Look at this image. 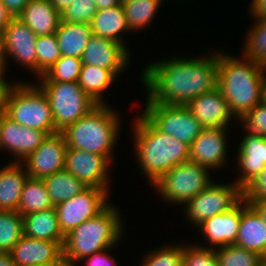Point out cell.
I'll return each instance as SVG.
<instances>
[{
	"label": "cell",
	"mask_w": 266,
	"mask_h": 266,
	"mask_svg": "<svg viewBox=\"0 0 266 266\" xmlns=\"http://www.w3.org/2000/svg\"><path fill=\"white\" fill-rule=\"evenodd\" d=\"M165 60L145 66L142 72V83L148 91L146 103L186 106L192 99L217 87L218 53Z\"/></svg>",
	"instance_id": "obj_1"
},
{
	"label": "cell",
	"mask_w": 266,
	"mask_h": 266,
	"mask_svg": "<svg viewBox=\"0 0 266 266\" xmlns=\"http://www.w3.org/2000/svg\"><path fill=\"white\" fill-rule=\"evenodd\" d=\"M134 125L139 169L151 185L174 166L189 161L190 146L158 130L143 114Z\"/></svg>",
	"instance_id": "obj_2"
},
{
	"label": "cell",
	"mask_w": 266,
	"mask_h": 266,
	"mask_svg": "<svg viewBox=\"0 0 266 266\" xmlns=\"http://www.w3.org/2000/svg\"><path fill=\"white\" fill-rule=\"evenodd\" d=\"M265 70V66L243 55L241 59H237L218 53L217 87L237 120L261 102L262 77Z\"/></svg>",
	"instance_id": "obj_3"
},
{
	"label": "cell",
	"mask_w": 266,
	"mask_h": 266,
	"mask_svg": "<svg viewBox=\"0 0 266 266\" xmlns=\"http://www.w3.org/2000/svg\"><path fill=\"white\" fill-rule=\"evenodd\" d=\"M118 112L106 104L97 105L77 122L61 131L66 145L87 152L101 154L112 160V149L116 145L120 119Z\"/></svg>",
	"instance_id": "obj_4"
},
{
	"label": "cell",
	"mask_w": 266,
	"mask_h": 266,
	"mask_svg": "<svg viewBox=\"0 0 266 266\" xmlns=\"http://www.w3.org/2000/svg\"><path fill=\"white\" fill-rule=\"evenodd\" d=\"M111 203L96 217L84 221L65 235L63 253L76 261L117 245L122 237L121 214Z\"/></svg>",
	"instance_id": "obj_5"
},
{
	"label": "cell",
	"mask_w": 266,
	"mask_h": 266,
	"mask_svg": "<svg viewBox=\"0 0 266 266\" xmlns=\"http://www.w3.org/2000/svg\"><path fill=\"white\" fill-rule=\"evenodd\" d=\"M5 115L12 121L31 129L58 132L46 94L39 86L17 82L9 92Z\"/></svg>",
	"instance_id": "obj_6"
},
{
	"label": "cell",
	"mask_w": 266,
	"mask_h": 266,
	"mask_svg": "<svg viewBox=\"0 0 266 266\" xmlns=\"http://www.w3.org/2000/svg\"><path fill=\"white\" fill-rule=\"evenodd\" d=\"M40 84L38 86L49 100L55 129L58 132L77 122L98 105L82 90L78 82H41Z\"/></svg>",
	"instance_id": "obj_7"
},
{
	"label": "cell",
	"mask_w": 266,
	"mask_h": 266,
	"mask_svg": "<svg viewBox=\"0 0 266 266\" xmlns=\"http://www.w3.org/2000/svg\"><path fill=\"white\" fill-rule=\"evenodd\" d=\"M207 170L210 169L196 162L186 161L166 172L153 187H156L166 202L184 206L214 182Z\"/></svg>",
	"instance_id": "obj_8"
},
{
	"label": "cell",
	"mask_w": 266,
	"mask_h": 266,
	"mask_svg": "<svg viewBox=\"0 0 266 266\" xmlns=\"http://www.w3.org/2000/svg\"><path fill=\"white\" fill-rule=\"evenodd\" d=\"M142 114L158 130L189 146L204 129L184 105L146 103Z\"/></svg>",
	"instance_id": "obj_9"
},
{
	"label": "cell",
	"mask_w": 266,
	"mask_h": 266,
	"mask_svg": "<svg viewBox=\"0 0 266 266\" xmlns=\"http://www.w3.org/2000/svg\"><path fill=\"white\" fill-rule=\"evenodd\" d=\"M242 200V189L234 182L211 183L186 203L185 216L194 226L214 215L230 211Z\"/></svg>",
	"instance_id": "obj_10"
},
{
	"label": "cell",
	"mask_w": 266,
	"mask_h": 266,
	"mask_svg": "<svg viewBox=\"0 0 266 266\" xmlns=\"http://www.w3.org/2000/svg\"><path fill=\"white\" fill-rule=\"evenodd\" d=\"M109 190L87 187L78 195L55 206L59 226L64 235L84 221L96 217L108 205Z\"/></svg>",
	"instance_id": "obj_11"
},
{
	"label": "cell",
	"mask_w": 266,
	"mask_h": 266,
	"mask_svg": "<svg viewBox=\"0 0 266 266\" xmlns=\"http://www.w3.org/2000/svg\"><path fill=\"white\" fill-rule=\"evenodd\" d=\"M110 164L111 161L104 155L68 147L64 169L72 173L87 187L109 190L108 169Z\"/></svg>",
	"instance_id": "obj_12"
},
{
	"label": "cell",
	"mask_w": 266,
	"mask_h": 266,
	"mask_svg": "<svg viewBox=\"0 0 266 266\" xmlns=\"http://www.w3.org/2000/svg\"><path fill=\"white\" fill-rule=\"evenodd\" d=\"M67 148L62 132L49 134L41 145L21 163L30 178L43 179L64 170Z\"/></svg>",
	"instance_id": "obj_13"
},
{
	"label": "cell",
	"mask_w": 266,
	"mask_h": 266,
	"mask_svg": "<svg viewBox=\"0 0 266 266\" xmlns=\"http://www.w3.org/2000/svg\"><path fill=\"white\" fill-rule=\"evenodd\" d=\"M2 50L37 76V35L20 19L14 17L2 33Z\"/></svg>",
	"instance_id": "obj_14"
},
{
	"label": "cell",
	"mask_w": 266,
	"mask_h": 266,
	"mask_svg": "<svg viewBox=\"0 0 266 266\" xmlns=\"http://www.w3.org/2000/svg\"><path fill=\"white\" fill-rule=\"evenodd\" d=\"M47 135L46 132L20 125L5 114L0 115V150L7 149L12 156L17 157L10 162H23Z\"/></svg>",
	"instance_id": "obj_15"
},
{
	"label": "cell",
	"mask_w": 266,
	"mask_h": 266,
	"mask_svg": "<svg viewBox=\"0 0 266 266\" xmlns=\"http://www.w3.org/2000/svg\"><path fill=\"white\" fill-rule=\"evenodd\" d=\"M227 128H204L190 145L189 161L209 168H220L227 160Z\"/></svg>",
	"instance_id": "obj_16"
},
{
	"label": "cell",
	"mask_w": 266,
	"mask_h": 266,
	"mask_svg": "<svg viewBox=\"0 0 266 266\" xmlns=\"http://www.w3.org/2000/svg\"><path fill=\"white\" fill-rule=\"evenodd\" d=\"M128 50L123 44L92 35L81 60L83 64L110 69L117 76L127 67L130 58Z\"/></svg>",
	"instance_id": "obj_17"
},
{
	"label": "cell",
	"mask_w": 266,
	"mask_h": 266,
	"mask_svg": "<svg viewBox=\"0 0 266 266\" xmlns=\"http://www.w3.org/2000/svg\"><path fill=\"white\" fill-rule=\"evenodd\" d=\"M186 107L203 128H228L231 117L235 119L218 87L192 99Z\"/></svg>",
	"instance_id": "obj_18"
},
{
	"label": "cell",
	"mask_w": 266,
	"mask_h": 266,
	"mask_svg": "<svg viewBox=\"0 0 266 266\" xmlns=\"http://www.w3.org/2000/svg\"><path fill=\"white\" fill-rule=\"evenodd\" d=\"M241 215L242 200L230 211L214 215L197 226L202 230L206 241L210 242L209 248H218L236 243Z\"/></svg>",
	"instance_id": "obj_19"
},
{
	"label": "cell",
	"mask_w": 266,
	"mask_h": 266,
	"mask_svg": "<svg viewBox=\"0 0 266 266\" xmlns=\"http://www.w3.org/2000/svg\"><path fill=\"white\" fill-rule=\"evenodd\" d=\"M241 141L237 154L241 174L234 182L243 189L266 168V137L247 132Z\"/></svg>",
	"instance_id": "obj_20"
},
{
	"label": "cell",
	"mask_w": 266,
	"mask_h": 266,
	"mask_svg": "<svg viewBox=\"0 0 266 266\" xmlns=\"http://www.w3.org/2000/svg\"><path fill=\"white\" fill-rule=\"evenodd\" d=\"M64 242L34 239L23 235L10 254L16 266H49L62 252Z\"/></svg>",
	"instance_id": "obj_21"
},
{
	"label": "cell",
	"mask_w": 266,
	"mask_h": 266,
	"mask_svg": "<svg viewBox=\"0 0 266 266\" xmlns=\"http://www.w3.org/2000/svg\"><path fill=\"white\" fill-rule=\"evenodd\" d=\"M236 245L266 259V225L259 213L242 199V215Z\"/></svg>",
	"instance_id": "obj_22"
},
{
	"label": "cell",
	"mask_w": 266,
	"mask_h": 266,
	"mask_svg": "<svg viewBox=\"0 0 266 266\" xmlns=\"http://www.w3.org/2000/svg\"><path fill=\"white\" fill-rule=\"evenodd\" d=\"M17 18L37 36L55 34L61 23V13L49 0H30Z\"/></svg>",
	"instance_id": "obj_23"
},
{
	"label": "cell",
	"mask_w": 266,
	"mask_h": 266,
	"mask_svg": "<svg viewBox=\"0 0 266 266\" xmlns=\"http://www.w3.org/2000/svg\"><path fill=\"white\" fill-rule=\"evenodd\" d=\"M28 177L22 163L9 162L0 168V210L18 211L21 192Z\"/></svg>",
	"instance_id": "obj_24"
},
{
	"label": "cell",
	"mask_w": 266,
	"mask_h": 266,
	"mask_svg": "<svg viewBox=\"0 0 266 266\" xmlns=\"http://www.w3.org/2000/svg\"><path fill=\"white\" fill-rule=\"evenodd\" d=\"M23 235L55 242H64L56 208L33 212L23 216Z\"/></svg>",
	"instance_id": "obj_25"
},
{
	"label": "cell",
	"mask_w": 266,
	"mask_h": 266,
	"mask_svg": "<svg viewBox=\"0 0 266 266\" xmlns=\"http://www.w3.org/2000/svg\"><path fill=\"white\" fill-rule=\"evenodd\" d=\"M93 35L124 44L120 34L129 31L123 4L97 10L90 22Z\"/></svg>",
	"instance_id": "obj_26"
},
{
	"label": "cell",
	"mask_w": 266,
	"mask_h": 266,
	"mask_svg": "<svg viewBox=\"0 0 266 266\" xmlns=\"http://www.w3.org/2000/svg\"><path fill=\"white\" fill-rule=\"evenodd\" d=\"M55 35L62 56L81 58L93 33L88 23L61 21Z\"/></svg>",
	"instance_id": "obj_27"
},
{
	"label": "cell",
	"mask_w": 266,
	"mask_h": 266,
	"mask_svg": "<svg viewBox=\"0 0 266 266\" xmlns=\"http://www.w3.org/2000/svg\"><path fill=\"white\" fill-rule=\"evenodd\" d=\"M116 76L110 69L82 64L78 78V84L82 90L98 105L105 104L103 101L107 88L115 81Z\"/></svg>",
	"instance_id": "obj_28"
},
{
	"label": "cell",
	"mask_w": 266,
	"mask_h": 266,
	"mask_svg": "<svg viewBox=\"0 0 266 266\" xmlns=\"http://www.w3.org/2000/svg\"><path fill=\"white\" fill-rule=\"evenodd\" d=\"M54 206L71 199L87 186L67 170H61L42 179Z\"/></svg>",
	"instance_id": "obj_29"
},
{
	"label": "cell",
	"mask_w": 266,
	"mask_h": 266,
	"mask_svg": "<svg viewBox=\"0 0 266 266\" xmlns=\"http://www.w3.org/2000/svg\"><path fill=\"white\" fill-rule=\"evenodd\" d=\"M42 179L28 177L24 183L18 206V213L23 217L33 212L54 208Z\"/></svg>",
	"instance_id": "obj_30"
},
{
	"label": "cell",
	"mask_w": 266,
	"mask_h": 266,
	"mask_svg": "<svg viewBox=\"0 0 266 266\" xmlns=\"http://www.w3.org/2000/svg\"><path fill=\"white\" fill-rule=\"evenodd\" d=\"M162 0H128L123 4L129 30L136 32L150 22L156 16L158 7ZM136 30V31H135Z\"/></svg>",
	"instance_id": "obj_31"
},
{
	"label": "cell",
	"mask_w": 266,
	"mask_h": 266,
	"mask_svg": "<svg viewBox=\"0 0 266 266\" xmlns=\"http://www.w3.org/2000/svg\"><path fill=\"white\" fill-rule=\"evenodd\" d=\"M219 266H263L266 259L236 244L215 248Z\"/></svg>",
	"instance_id": "obj_32"
},
{
	"label": "cell",
	"mask_w": 266,
	"mask_h": 266,
	"mask_svg": "<svg viewBox=\"0 0 266 266\" xmlns=\"http://www.w3.org/2000/svg\"><path fill=\"white\" fill-rule=\"evenodd\" d=\"M23 236V217L18 211L0 210V252H10Z\"/></svg>",
	"instance_id": "obj_33"
},
{
	"label": "cell",
	"mask_w": 266,
	"mask_h": 266,
	"mask_svg": "<svg viewBox=\"0 0 266 266\" xmlns=\"http://www.w3.org/2000/svg\"><path fill=\"white\" fill-rule=\"evenodd\" d=\"M81 58L61 56L39 77L40 82H77L82 67Z\"/></svg>",
	"instance_id": "obj_34"
},
{
	"label": "cell",
	"mask_w": 266,
	"mask_h": 266,
	"mask_svg": "<svg viewBox=\"0 0 266 266\" xmlns=\"http://www.w3.org/2000/svg\"><path fill=\"white\" fill-rule=\"evenodd\" d=\"M37 76L41 77L62 56L55 34L38 36L36 39Z\"/></svg>",
	"instance_id": "obj_35"
},
{
	"label": "cell",
	"mask_w": 266,
	"mask_h": 266,
	"mask_svg": "<svg viewBox=\"0 0 266 266\" xmlns=\"http://www.w3.org/2000/svg\"><path fill=\"white\" fill-rule=\"evenodd\" d=\"M246 36L243 56L266 67V27L256 20Z\"/></svg>",
	"instance_id": "obj_36"
},
{
	"label": "cell",
	"mask_w": 266,
	"mask_h": 266,
	"mask_svg": "<svg viewBox=\"0 0 266 266\" xmlns=\"http://www.w3.org/2000/svg\"><path fill=\"white\" fill-rule=\"evenodd\" d=\"M143 260L141 266H183V244L164 245L149 251Z\"/></svg>",
	"instance_id": "obj_37"
},
{
	"label": "cell",
	"mask_w": 266,
	"mask_h": 266,
	"mask_svg": "<svg viewBox=\"0 0 266 266\" xmlns=\"http://www.w3.org/2000/svg\"><path fill=\"white\" fill-rule=\"evenodd\" d=\"M97 10L95 0H75L61 13V21L90 24Z\"/></svg>",
	"instance_id": "obj_38"
},
{
	"label": "cell",
	"mask_w": 266,
	"mask_h": 266,
	"mask_svg": "<svg viewBox=\"0 0 266 266\" xmlns=\"http://www.w3.org/2000/svg\"><path fill=\"white\" fill-rule=\"evenodd\" d=\"M183 266H219L214 248L183 245Z\"/></svg>",
	"instance_id": "obj_39"
},
{
	"label": "cell",
	"mask_w": 266,
	"mask_h": 266,
	"mask_svg": "<svg viewBox=\"0 0 266 266\" xmlns=\"http://www.w3.org/2000/svg\"><path fill=\"white\" fill-rule=\"evenodd\" d=\"M243 128L250 134L266 137V105L258 103L240 120Z\"/></svg>",
	"instance_id": "obj_40"
},
{
	"label": "cell",
	"mask_w": 266,
	"mask_h": 266,
	"mask_svg": "<svg viewBox=\"0 0 266 266\" xmlns=\"http://www.w3.org/2000/svg\"><path fill=\"white\" fill-rule=\"evenodd\" d=\"M242 199L248 204L266 200V168L242 189Z\"/></svg>",
	"instance_id": "obj_41"
},
{
	"label": "cell",
	"mask_w": 266,
	"mask_h": 266,
	"mask_svg": "<svg viewBox=\"0 0 266 266\" xmlns=\"http://www.w3.org/2000/svg\"><path fill=\"white\" fill-rule=\"evenodd\" d=\"M110 249H104L83 258L85 261L87 260L86 266H117L115 258L110 257L107 253Z\"/></svg>",
	"instance_id": "obj_42"
},
{
	"label": "cell",
	"mask_w": 266,
	"mask_h": 266,
	"mask_svg": "<svg viewBox=\"0 0 266 266\" xmlns=\"http://www.w3.org/2000/svg\"><path fill=\"white\" fill-rule=\"evenodd\" d=\"M5 76H0V115L5 114L6 104L9 92L13 88L14 84L11 85L4 79Z\"/></svg>",
	"instance_id": "obj_43"
},
{
	"label": "cell",
	"mask_w": 266,
	"mask_h": 266,
	"mask_svg": "<svg viewBox=\"0 0 266 266\" xmlns=\"http://www.w3.org/2000/svg\"><path fill=\"white\" fill-rule=\"evenodd\" d=\"M1 1L6 6L7 10L13 15V17H17L30 0H1Z\"/></svg>",
	"instance_id": "obj_44"
},
{
	"label": "cell",
	"mask_w": 266,
	"mask_h": 266,
	"mask_svg": "<svg viewBox=\"0 0 266 266\" xmlns=\"http://www.w3.org/2000/svg\"><path fill=\"white\" fill-rule=\"evenodd\" d=\"M257 20L266 16V0H252L249 13Z\"/></svg>",
	"instance_id": "obj_45"
},
{
	"label": "cell",
	"mask_w": 266,
	"mask_h": 266,
	"mask_svg": "<svg viewBox=\"0 0 266 266\" xmlns=\"http://www.w3.org/2000/svg\"><path fill=\"white\" fill-rule=\"evenodd\" d=\"M13 15L7 10L6 6L0 0V34L2 35L5 28L12 21Z\"/></svg>",
	"instance_id": "obj_46"
},
{
	"label": "cell",
	"mask_w": 266,
	"mask_h": 266,
	"mask_svg": "<svg viewBox=\"0 0 266 266\" xmlns=\"http://www.w3.org/2000/svg\"><path fill=\"white\" fill-rule=\"evenodd\" d=\"M77 262L62 252L49 266H76Z\"/></svg>",
	"instance_id": "obj_47"
},
{
	"label": "cell",
	"mask_w": 266,
	"mask_h": 266,
	"mask_svg": "<svg viewBox=\"0 0 266 266\" xmlns=\"http://www.w3.org/2000/svg\"><path fill=\"white\" fill-rule=\"evenodd\" d=\"M249 204L259 213L266 225V200L254 201Z\"/></svg>",
	"instance_id": "obj_48"
},
{
	"label": "cell",
	"mask_w": 266,
	"mask_h": 266,
	"mask_svg": "<svg viewBox=\"0 0 266 266\" xmlns=\"http://www.w3.org/2000/svg\"><path fill=\"white\" fill-rule=\"evenodd\" d=\"M52 6L62 13L68 6H70L75 0H49Z\"/></svg>",
	"instance_id": "obj_49"
},
{
	"label": "cell",
	"mask_w": 266,
	"mask_h": 266,
	"mask_svg": "<svg viewBox=\"0 0 266 266\" xmlns=\"http://www.w3.org/2000/svg\"><path fill=\"white\" fill-rule=\"evenodd\" d=\"M95 4L97 9L100 10L122 4V2L120 0H95Z\"/></svg>",
	"instance_id": "obj_50"
},
{
	"label": "cell",
	"mask_w": 266,
	"mask_h": 266,
	"mask_svg": "<svg viewBox=\"0 0 266 266\" xmlns=\"http://www.w3.org/2000/svg\"><path fill=\"white\" fill-rule=\"evenodd\" d=\"M0 266H16L10 252H0Z\"/></svg>",
	"instance_id": "obj_51"
},
{
	"label": "cell",
	"mask_w": 266,
	"mask_h": 266,
	"mask_svg": "<svg viewBox=\"0 0 266 266\" xmlns=\"http://www.w3.org/2000/svg\"><path fill=\"white\" fill-rule=\"evenodd\" d=\"M261 103L266 105V70H265V73L262 77Z\"/></svg>",
	"instance_id": "obj_52"
},
{
	"label": "cell",
	"mask_w": 266,
	"mask_h": 266,
	"mask_svg": "<svg viewBox=\"0 0 266 266\" xmlns=\"http://www.w3.org/2000/svg\"><path fill=\"white\" fill-rule=\"evenodd\" d=\"M6 65L7 63L5 61L4 52L2 49H0V76L5 75L4 71L7 70L5 67Z\"/></svg>",
	"instance_id": "obj_53"
},
{
	"label": "cell",
	"mask_w": 266,
	"mask_h": 266,
	"mask_svg": "<svg viewBox=\"0 0 266 266\" xmlns=\"http://www.w3.org/2000/svg\"><path fill=\"white\" fill-rule=\"evenodd\" d=\"M257 20H259L266 27V16L265 17H260Z\"/></svg>",
	"instance_id": "obj_54"
},
{
	"label": "cell",
	"mask_w": 266,
	"mask_h": 266,
	"mask_svg": "<svg viewBox=\"0 0 266 266\" xmlns=\"http://www.w3.org/2000/svg\"><path fill=\"white\" fill-rule=\"evenodd\" d=\"M0 49H2V36L0 34Z\"/></svg>",
	"instance_id": "obj_55"
},
{
	"label": "cell",
	"mask_w": 266,
	"mask_h": 266,
	"mask_svg": "<svg viewBox=\"0 0 266 266\" xmlns=\"http://www.w3.org/2000/svg\"><path fill=\"white\" fill-rule=\"evenodd\" d=\"M27 266H45V265H27Z\"/></svg>",
	"instance_id": "obj_56"
}]
</instances>
